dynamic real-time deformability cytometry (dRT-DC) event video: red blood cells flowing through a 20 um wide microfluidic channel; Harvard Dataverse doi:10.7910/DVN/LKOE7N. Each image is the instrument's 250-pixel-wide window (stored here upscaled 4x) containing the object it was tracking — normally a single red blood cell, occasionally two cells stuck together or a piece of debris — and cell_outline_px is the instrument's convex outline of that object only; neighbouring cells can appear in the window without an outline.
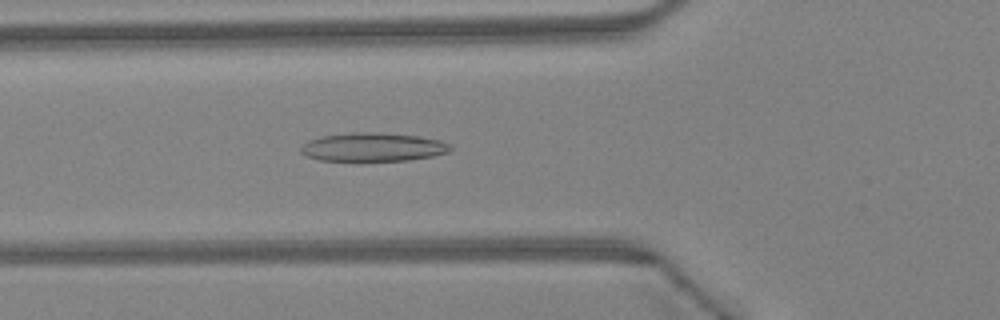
{"species": "Egyptian fruit bat (a non-hibernating species)", "species_latin": "Rousettus aegyptiacus", "temperature_condition": "warm", "stored_images_in_passage": 44, "camera_frame_rate_fps": 3000, "um_per_image_px": 0.085, "animal": {"sex": "female"}, "frame": {"image": 1, "passage_image": 16, "time_ms": 5.0, "image_size_px": [1000, 320], "cell_outline_px": [[452, 148], [448, 152], [432, 156], [408, 160], [320, 160], [304, 156], [300, 152], [300, 148], [308, 140], [320, 136], [352, 132], [380, 132], [420, 136], [440, 140], [448, 144]], "centroid_in_image_um": [31.67, 12.49], "position_along_channel_um": 94.1, "area_um2": 24.91}}
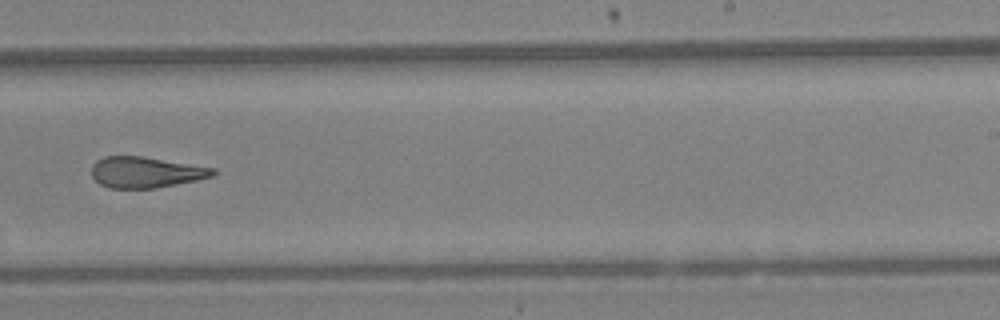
{"frame": {"image": 2, "passage_image": 28, "time_ms": 9.0, "image_size_px": [1000, 320], "cell_outline_px": [[216, 172], [212, 176], [196, 180], [156, 188], [108, 188], [100, 184], [92, 176], [92, 164], [96, 160], [104, 156], [140, 156], [216, 168]], "centroid_in_image_um": [12.36, 14.64], "position_along_channel_um": 276.6, "area_um2": 21.79}}
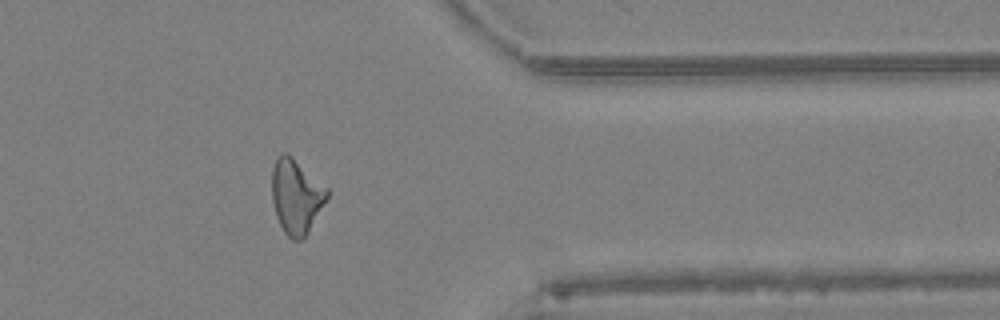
{"frame": {"image": 3, "passage_image": 36, "time_ms": 11.667, "image_size_px": [1000, 320], "cell_outline_px": [[328, 196], [308, 232], [300, 240], [292, 240], [284, 232], [276, 216], [272, 200], [272, 168], [276, 156], [280, 152], [288, 152], [328, 188]], "centroid_in_image_um": [25.15, 16.64], "position_along_channel_um": 386.2, "area_um2": 23.99}, "authors_computed_cell_mechanics": {"area_um2": 23.8425, "velocity_mm_per_s": 4.5825, "shape_relaxation_time_tau1_ms": null, "shape_relaxation_time_tau2_ms": 2.5606, "deformation_change_tau1": null, "deformation_change_tau2": 0.1352}}